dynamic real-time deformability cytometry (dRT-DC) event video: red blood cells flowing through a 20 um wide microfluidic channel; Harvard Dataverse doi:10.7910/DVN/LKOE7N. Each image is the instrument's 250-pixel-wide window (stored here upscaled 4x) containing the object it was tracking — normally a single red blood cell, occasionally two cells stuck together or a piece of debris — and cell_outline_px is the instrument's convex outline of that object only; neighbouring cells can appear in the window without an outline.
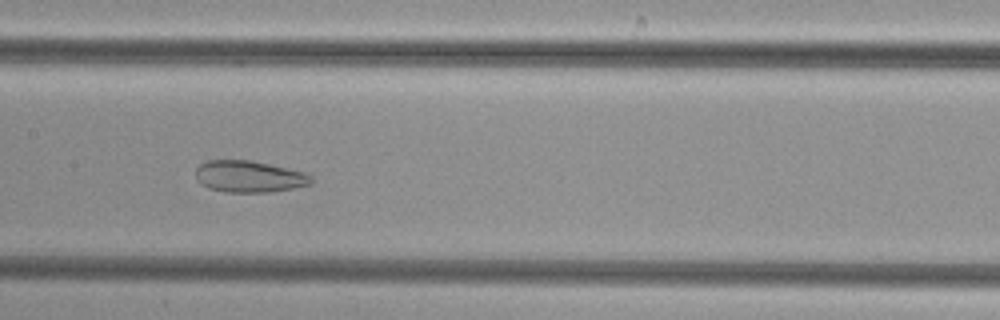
{"species": "common noctule bat (a hibernating species)", "species_latin": "Nyctalus noctula", "temperature_condition": "cold", "stored_images_in_passage": 38, "camera_frame_rate_fps": 3000, "um_per_image_px": 0.085, "animal": {"sex": "female", "body_mass_g": 29.2, "forearm_length_mm": 56.3}, "frame": {"image": 1, "passage_image": 12, "time_ms": 3.667, "image_size_px": [1000, 320], "cell_outline_px": [[312, 184], [292, 188], [268, 192], [224, 192], [208, 188], [200, 184], [196, 180], [196, 168], [200, 164], [208, 160], [252, 160], [304, 172], [312, 176]], "centroid_in_image_um": [21.15, 15.0], "position_along_channel_um": 186.3, "area_um2": 21.39}}
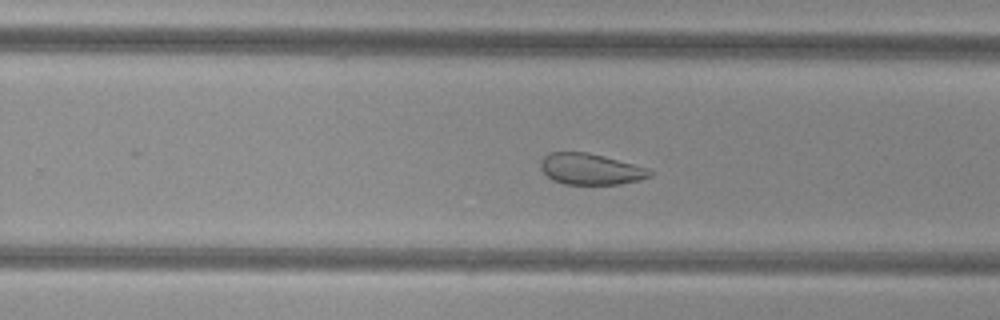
{"frame": {"image": 2, "passage_image": 19, "time_ms": 6.0, "image_size_px": [1000, 320], "cell_outline_px": [[656, 172], [652, 176], [640, 180], [620, 184], [564, 184], [552, 180], [540, 168], [540, 160], [548, 152], [588, 152], [604, 156], [648, 168]], "centroid_in_image_um": [50.21, 14.37], "position_along_channel_um": 279.6, "area_um2": 20.0}}
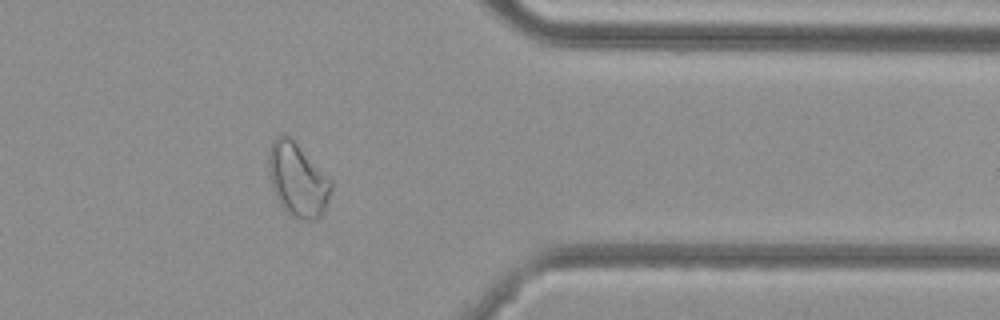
{"frame": {"image": 3, "passage_image": 28, "time_ms": 9.0, "image_size_px": [1000, 320], "cell_outline_px": [[332, 188], [324, 212], [316, 220], [300, 220], [292, 216], [280, 204], [272, 188], [268, 168], [268, 152], [272, 140], [276, 136], [284, 132], [332, 180]], "centroid_in_image_um": [25.28, 15.29], "position_along_channel_um": 386.1, "area_um2": 26.7}}